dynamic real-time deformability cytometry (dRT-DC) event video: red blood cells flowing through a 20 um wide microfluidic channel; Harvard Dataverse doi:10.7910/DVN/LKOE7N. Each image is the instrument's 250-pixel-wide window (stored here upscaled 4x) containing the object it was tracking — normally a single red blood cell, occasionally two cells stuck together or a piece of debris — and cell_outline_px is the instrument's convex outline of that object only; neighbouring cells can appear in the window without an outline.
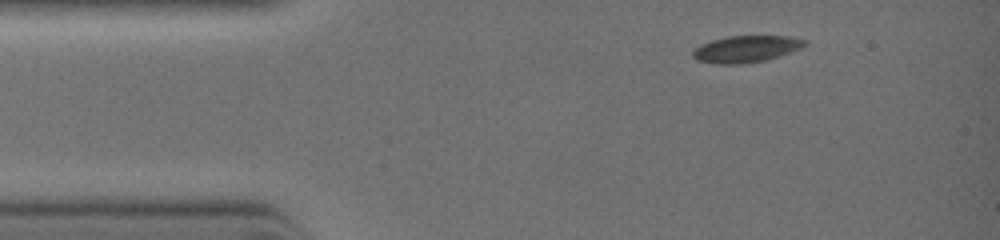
{"species": "common noctule bat (a hibernating species)", "species_latin": "Nyctalus noctula", "temperature_condition": "warm", "stored_images_in_passage": 3, "camera_frame_rate_fps": 3000, "um_per_image_px": 0.085, "animal": {"sex": "female", "body_mass_g": 19.0, "forearm_length_mm": 51.5}, "frame": {"image": 1, "passage_image": 1, "time_ms": 0.0, "image_size_px": [1000, 240], "cell_outline_px": [[808, 44], [800, 48], [764, 60], [740, 64], [716, 64], [696, 60], [692, 56], [692, 52], [700, 44], [712, 40], [728, 36], [788, 36], [804, 40]], "centroid_in_image_um": [63.35, 4.16], "position_along_channel_um": 21.6, "area_um2": 17.17}}